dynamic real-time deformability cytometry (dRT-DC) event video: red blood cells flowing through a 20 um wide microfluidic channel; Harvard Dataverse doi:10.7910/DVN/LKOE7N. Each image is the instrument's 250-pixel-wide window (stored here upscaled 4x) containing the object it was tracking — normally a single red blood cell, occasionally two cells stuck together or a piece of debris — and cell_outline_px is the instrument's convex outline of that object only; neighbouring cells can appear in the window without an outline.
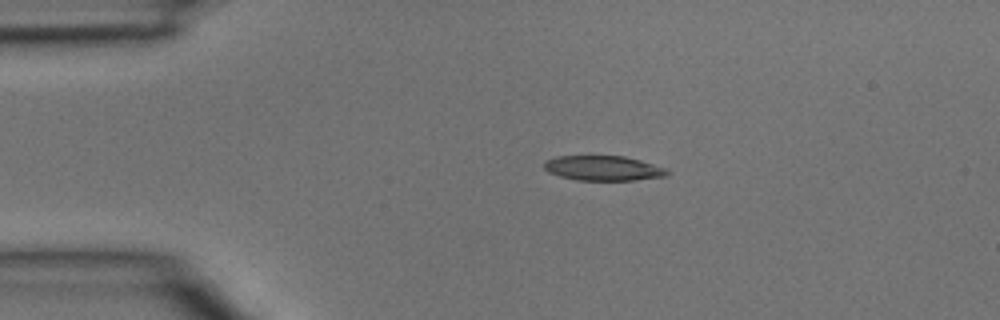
{"species": "common noctule bat (a hibernating species)", "species_latin": "Nyctalus noctula", "temperature_condition": "room temperature", "stored_images_in_passage": 3, "camera_frame_rate_fps": 3000, "um_per_image_px": 0.085, "animal": {"sex": "male", "body_mass_g": 15.6}, "frame": {"image": 1, "passage_image": 2, "time_ms": 0.333, "image_size_px": [1000, 320], "cell_outline_px": [[672, 172], [664, 176], [636, 180], [576, 180], [560, 176], [548, 172], [544, 168], [544, 160], [556, 156], [624, 156], [640, 160], [668, 168]], "centroid_in_image_um": [51.29, 14.29], "position_along_channel_um": 33.7, "area_um2": 17.98}}